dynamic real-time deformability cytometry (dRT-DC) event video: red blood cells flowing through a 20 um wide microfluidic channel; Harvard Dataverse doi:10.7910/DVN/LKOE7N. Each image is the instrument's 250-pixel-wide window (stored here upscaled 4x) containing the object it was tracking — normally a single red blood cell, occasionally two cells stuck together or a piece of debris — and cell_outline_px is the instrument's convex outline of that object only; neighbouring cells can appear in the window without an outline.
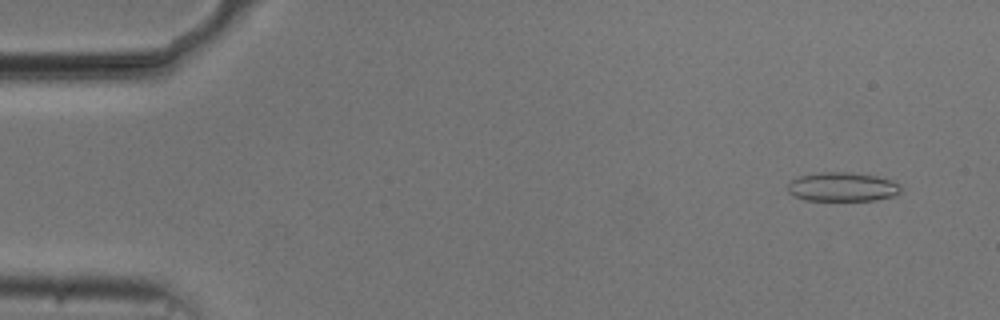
{"species": "common noctule bat (a hibernating species)", "species_latin": "Nyctalus noctula", "temperature_condition": "cold", "stored_images_in_passage": 54, "camera_frame_rate_fps": 3000, "um_per_image_px": 0.085, "animal": {"sex": "male", "body_mass_g": 20.5, "forearm_length_mm": 52.5}, "frame": {"image": 1, "passage_image": 4, "time_ms": 1.0, "image_size_px": [1000, 320], "cell_outline_px": [[900, 192], [896, 196], [876, 200], [804, 200], [792, 196], [788, 192], [788, 184], [792, 180], [800, 176], [820, 172], [852, 172], [876, 176], [892, 180], [900, 184]], "centroid_in_image_um": [71.61, 15.89], "position_along_channel_um": 13.4, "area_um2": 19.31}}
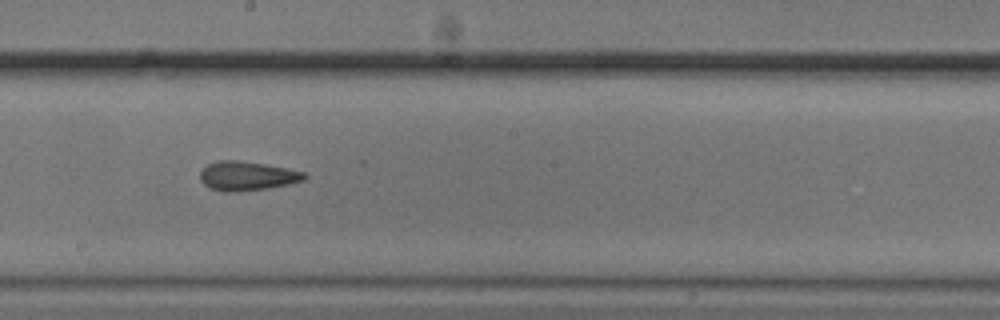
{"frame": {"image": 2, "passage_image": 30, "time_ms": 9.667, "image_size_px": [1000, 320], "cell_outline_px": [[308, 176], [304, 180], [288, 184], [268, 188], [236, 192], [224, 192], [212, 188], [204, 184], [200, 180], [200, 172], [208, 164], [216, 160], [236, 160], [264, 164], [304, 172]], "centroid_in_image_um": [20.98, 14.96], "position_along_channel_um": 227.2, "area_um2": 17.57}}
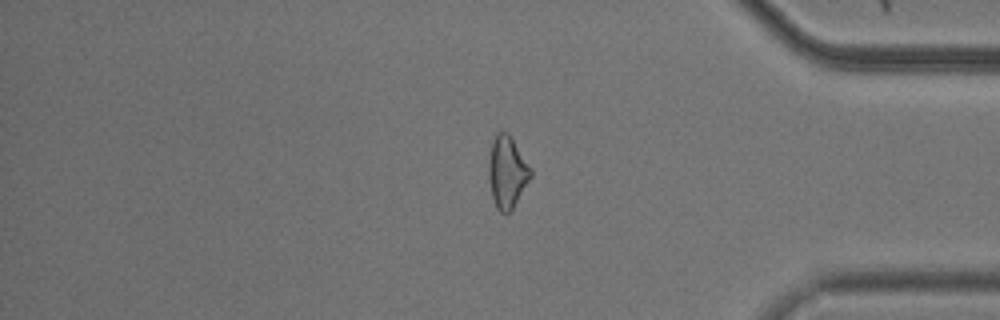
{"frame": {"image": 3, "passage_image": 45, "time_ms": 14.667, "image_size_px": [1000, 320], "cell_outline_px": [[532, 176], [512, 208], [508, 212], [500, 212], [496, 208], [492, 196], [488, 176], [488, 160], [492, 140], [496, 132], [508, 132], [532, 168]], "centroid_in_image_um": [43.09, 14.58], "position_along_channel_um": 392.1, "area_um2": 17.63}, "authors_computed_cell_mechanics": {"area_um2": 18.1781, "velocity_mm_per_s": 3.7489, "shape_relaxation_time_tau1_ms": 9.5123, "shape_relaxation_time_tau2_ms": 3.9486, "deformation_change_tau1": 0.1844, "deformation_change_tau2": 0.1318}}